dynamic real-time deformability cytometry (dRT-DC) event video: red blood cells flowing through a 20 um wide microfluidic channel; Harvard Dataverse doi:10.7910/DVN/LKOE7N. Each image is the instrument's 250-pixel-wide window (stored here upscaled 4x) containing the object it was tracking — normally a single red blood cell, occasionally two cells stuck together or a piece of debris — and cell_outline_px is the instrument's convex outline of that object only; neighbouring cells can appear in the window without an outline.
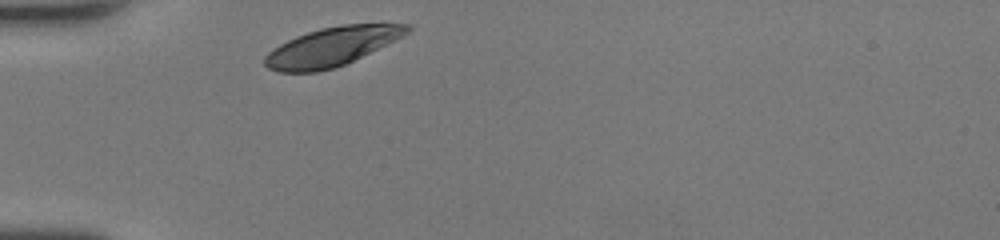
{"species": "human", "species_latin": "Homo sapiens", "temperature_condition": "room temperature", "stored_images_in_passage": 25, "camera_frame_rate_fps": 3000, "um_per_image_px": 0.085, "donor": {"sex": "female"}, "frame": {"image": 1, "passage_image": 1, "time_ms": 0.0, "image_size_px": [1000, 240], "cell_outline_px": [[412, 28], [408, 32], [336, 68], [316, 72], [280, 72], [268, 68], [264, 64], [264, 56], [268, 52], [280, 44], [296, 36], [320, 28], [344, 24], [412, 24]], "centroid_in_image_um": [28.12, 3.97], "position_along_channel_um": 56.9, "area_um2": 31.5}}
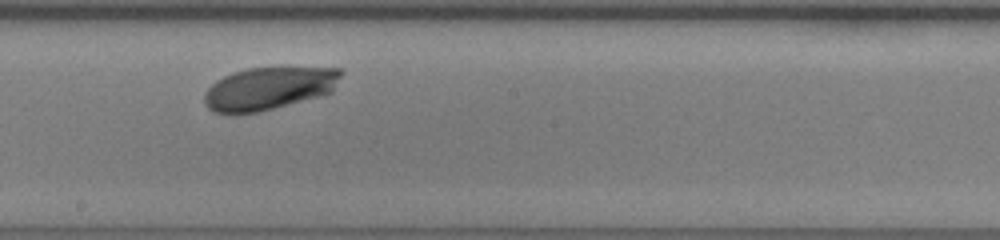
{"frame": {"image": 2, "passage_image": 14, "time_ms": 4.333, "image_size_px": [1000, 240], "cell_outline_px": [[344, 72], [332, 92], [324, 96], [256, 112], [212, 112], [204, 104], [204, 92], [216, 80], [232, 72], [248, 68], [280, 64], [288, 64], [344, 68]], "centroid_in_image_um": [22.97, 7.42], "position_along_channel_um": 225.2, "area_um2": 35.49}}
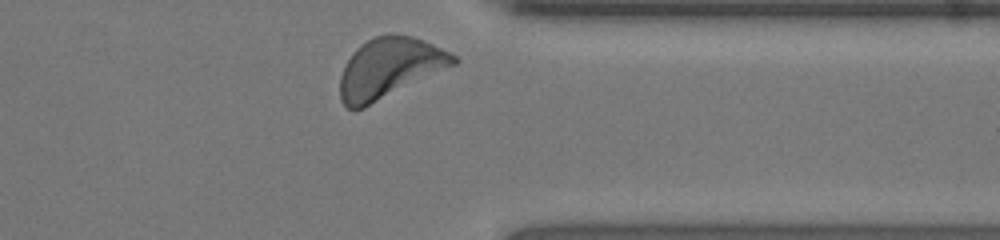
{"frame": {"image": 3, "passage_image": 25, "time_ms": 8.0, "image_size_px": [1000, 240], "cell_outline_px": [[460, 60], [456, 64], [364, 108], [348, 108], [340, 100], [340, 76], [344, 64], [352, 52], [360, 44], [376, 36], [392, 32], [412, 36], [432, 44], [456, 56]], "centroid_in_image_um": [33.08, 5.76], "position_along_channel_um": 378.3, "area_um2": 39.71}, "authors_computed_cell_mechanics": {"area_um2": 34.8534, "velocity_mm_per_s": 4.213, "shape_relaxation_time_tau1_ms": 0.7392, "shape_relaxation_time_tau2_ms": null, "deformation_change_tau1": 0.0889, "deformation_change_tau2": null}}